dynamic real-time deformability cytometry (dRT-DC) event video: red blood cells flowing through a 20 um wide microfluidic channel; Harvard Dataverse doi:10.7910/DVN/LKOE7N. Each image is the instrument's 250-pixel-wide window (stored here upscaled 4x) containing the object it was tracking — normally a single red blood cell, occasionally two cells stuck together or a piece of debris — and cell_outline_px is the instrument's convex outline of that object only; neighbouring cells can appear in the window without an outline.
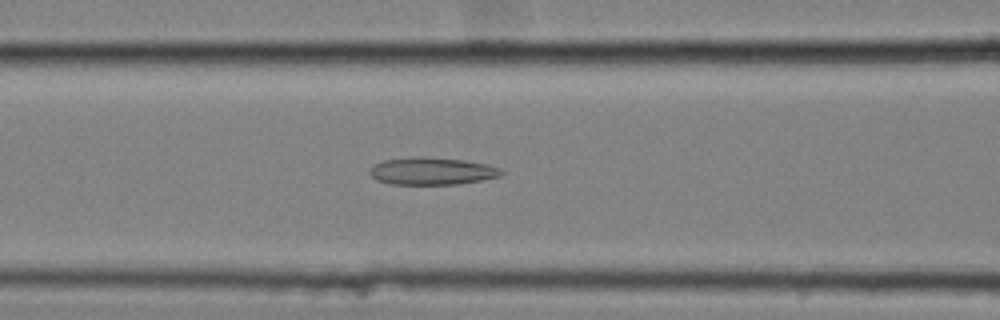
{"species": "common noctule bat (a hibernating species)", "species_latin": "Nyctalus noctula", "temperature_condition": "cold", "stored_images_in_passage": 49, "camera_frame_rate_fps": 3000, "um_per_image_px": 0.085, "animal": {"sex": "female", "body_mass_g": 25.1}, "frame": {"image": 1, "passage_image": 16, "time_ms": 5.0, "image_size_px": [1000, 320], "cell_outline_px": [[504, 172], [500, 176], [460, 184], [388, 184], [376, 180], [368, 172], [376, 164], [384, 160], [412, 156], [420, 156], [464, 160], [488, 164], [500, 168]], "centroid_in_image_um": [36.72, 14.54], "position_along_channel_um": 129.9, "area_um2": 21.04}}
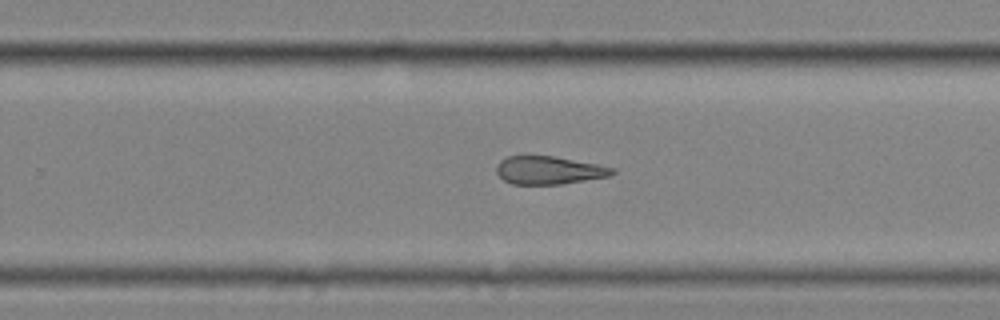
{"frame": {"image": 2, "passage_image": 29, "time_ms": 9.333, "image_size_px": [1000, 320], "cell_outline_px": [[616, 172], [608, 176], [560, 184], [512, 184], [504, 180], [496, 172], [496, 164], [500, 160], [508, 156], [552, 156], [596, 164], [616, 168]], "centroid_in_image_um": [46.63, 14.47], "position_along_channel_um": 283.2, "area_um2": 18.73}}
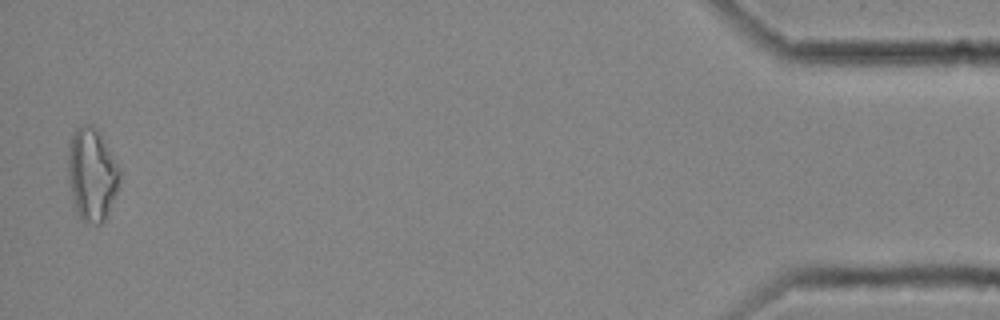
{"frame": {"image": 3, "passage_image": 48, "time_ms": 15.667, "image_size_px": [1000, 320], "cell_outline_px": [[120, 180], [108, 216], [100, 224], [92, 224], [84, 220], [80, 216], [76, 208], [72, 196], [68, 176], [68, 156], [72, 136], [76, 128], [84, 124], [92, 124], [100, 132], [120, 168]], "centroid_in_image_um": [7.84, 14.81], "position_along_channel_um": 427.4, "area_um2": 27.74}, "authors_computed_cell_mechanics": {"area_um2": 21.097, "velocity_mm_per_s": 3.5425, "shape_relaxation_time_tau1_ms": null, "shape_relaxation_time_tau2_ms": 4.2892, "deformation_change_tau1": null, "deformation_change_tau2": 0.1437}}